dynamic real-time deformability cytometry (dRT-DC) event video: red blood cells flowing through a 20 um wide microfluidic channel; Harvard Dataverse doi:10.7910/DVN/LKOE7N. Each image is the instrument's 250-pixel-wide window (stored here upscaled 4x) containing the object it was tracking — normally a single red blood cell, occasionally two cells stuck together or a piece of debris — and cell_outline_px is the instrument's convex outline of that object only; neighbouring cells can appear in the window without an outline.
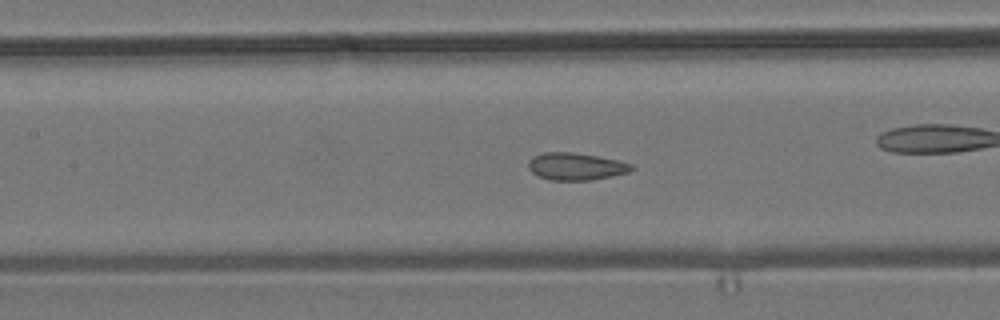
{"species": "common noctule bat (a hibernating species)", "species_latin": "Nyctalus noctula", "temperature_condition": "room temperature", "stored_images_in_passage": 54, "camera_frame_rate_fps": 3000, "um_per_image_px": 0.085, "animal": {"sex": "male", "body_mass_g": 19.2, "forearm_length_mm": 51.8}, "frame": {"image": 1, "passage_image": 24, "time_ms": 7.667, "image_size_px": [1000, 320], "cell_outline_px": [[636, 168], [628, 172], [612, 176], [592, 180], [548, 180], [532, 172], [528, 168], [528, 160], [532, 156], [544, 152], [572, 152], [596, 156], [616, 160], [632, 164]], "centroid_in_image_um": [48.93, 14.15], "position_along_channel_um": 158.5, "area_um2": 16.42}, "authors_computed_cell_mechanics": {"area_um2": 16.6753, "velocity_mm_per_s": 3.8023, "shape_relaxation_time_tau1_ms": null, "shape_relaxation_time_tau2_ms": 1.303, "deformation_change_tau1": null, "deformation_change_tau2": 0.0658}}